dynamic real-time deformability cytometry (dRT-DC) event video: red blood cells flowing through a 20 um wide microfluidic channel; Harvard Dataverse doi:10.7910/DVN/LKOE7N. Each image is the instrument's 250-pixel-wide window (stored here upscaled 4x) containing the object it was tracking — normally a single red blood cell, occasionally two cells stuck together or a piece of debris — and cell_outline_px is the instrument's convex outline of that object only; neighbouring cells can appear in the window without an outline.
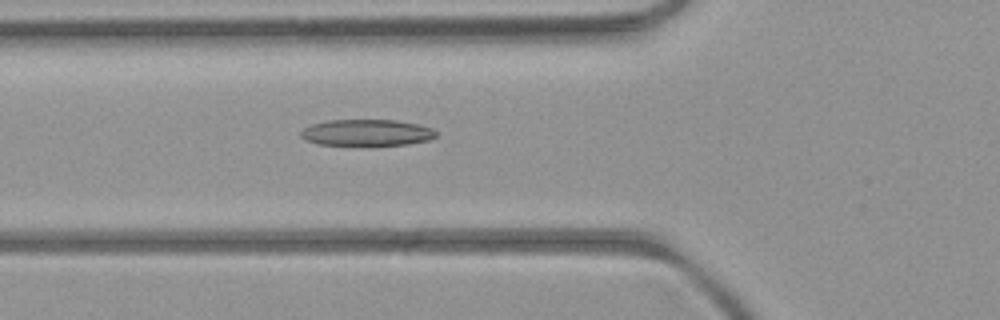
{"species": "common noctule bat (a hibernating species)", "species_latin": "Nyctalus noctula", "temperature_condition": "room temperature", "stored_images_in_passage": 2, "camera_frame_rate_fps": 3000, "um_per_image_px": 0.085, "animal": {"sex": "female", "body_mass_g": 21.9}, "frame": {"image": 1, "passage_image": 2, "time_ms": 2.0, "image_size_px": [1000, 320], "cell_outline_px": [[436, 136], [428, 140], [408, 144], [316, 144], [304, 140], [300, 136], [300, 132], [304, 128], [312, 124], [328, 120], [396, 120], [416, 124], [432, 128], [436, 132]], "centroid_in_image_um": [31.14, 11.26], "position_along_channel_um": 94.7, "area_um2": 20.46}}